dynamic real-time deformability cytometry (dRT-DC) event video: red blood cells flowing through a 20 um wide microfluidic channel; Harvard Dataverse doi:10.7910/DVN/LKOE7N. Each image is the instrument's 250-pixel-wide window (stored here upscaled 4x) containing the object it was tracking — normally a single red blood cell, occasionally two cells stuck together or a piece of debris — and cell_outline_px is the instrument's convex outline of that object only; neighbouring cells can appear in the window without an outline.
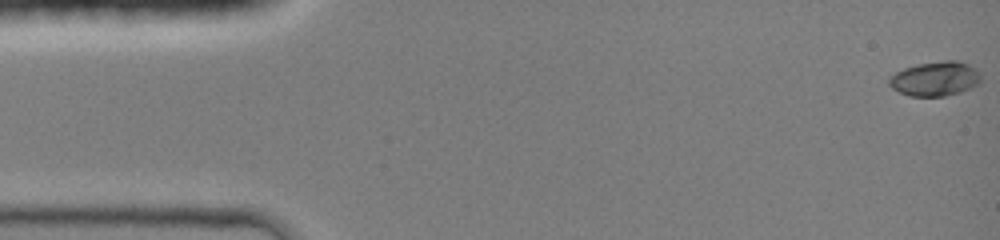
{"species": "common noctule bat (a hibernating species)", "species_latin": "Nyctalus noctula", "temperature_condition": "room temperature", "stored_images_in_passage": 45, "camera_frame_rate_fps": 3000, "um_per_image_px": 0.085, "animal": {"sex": "female", "body_mass_g": 19.0, "forearm_length_mm": 51.5}, "frame": {"image": 1, "passage_image": 1, "time_ms": 0.0, "image_size_px": [1000, 240], "cell_outline_px": [[980, 84], [960, 92], [944, 96], [908, 96], [892, 88], [888, 84], [888, 76], [904, 68], [916, 64], [944, 60], [956, 60], [968, 64], [976, 68], [980, 72]], "centroid_in_image_um": [79.48, 6.69], "position_along_channel_um": 5.5, "area_um2": 18.67}}
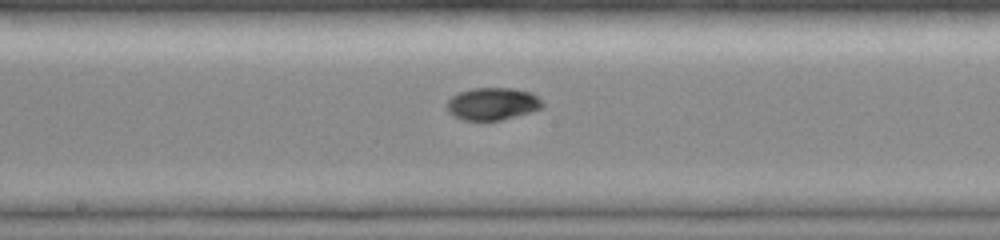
{"frame": {"image": 2, "passage_image": 24, "time_ms": 7.667, "image_size_px": [1000, 240], "cell_outline_px": [[544, 108], [532, 112], [500, 120], [464, 120], [452, 116], [448, 112], [444, 104], [452, 96], [460, 92], [472, 88], [508, 88], [532, 92], [544, 104]], "centroid_in_image_um": [41.84, 8.83], "position_along_channel_um": 206.4, "area_um2": 18.21}}
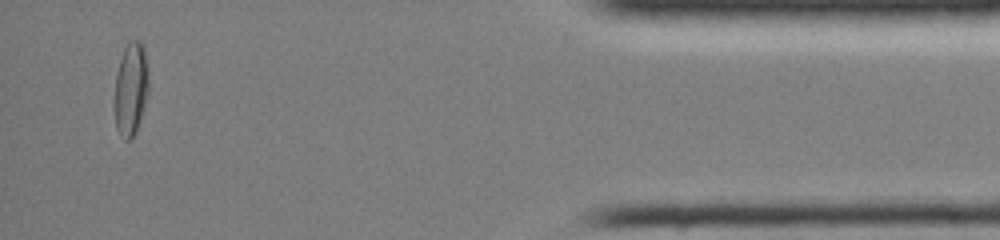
{"frame": {"image": 3, "passage_image": 43, "time_ms": 14.0, "image_size_px": [1000, 240], "cell_outline_px": [[148, 92], [136, 132], [128, 140], [124, 140], [116, 128], [116, 72], [124, 48], [128, 40], [140, 40], [144, 44], [148, 76]], "centroid_in_image_um": [11.14, 7.49], "position_along_channel_um": 424.1, "area_um2": 18.21}, "authors_computed_cell_mechanics": {"area_um2": 17.8602, "velocity_mm_per_s": 4.2986, "shape_relaxation_time_tau1_ms": 4.3257, "shape_relaxation_time_tau2_ms": 1.8011, "deformation_change_tau1": 0.1626, "deformation_change_tau2": 0.02}}